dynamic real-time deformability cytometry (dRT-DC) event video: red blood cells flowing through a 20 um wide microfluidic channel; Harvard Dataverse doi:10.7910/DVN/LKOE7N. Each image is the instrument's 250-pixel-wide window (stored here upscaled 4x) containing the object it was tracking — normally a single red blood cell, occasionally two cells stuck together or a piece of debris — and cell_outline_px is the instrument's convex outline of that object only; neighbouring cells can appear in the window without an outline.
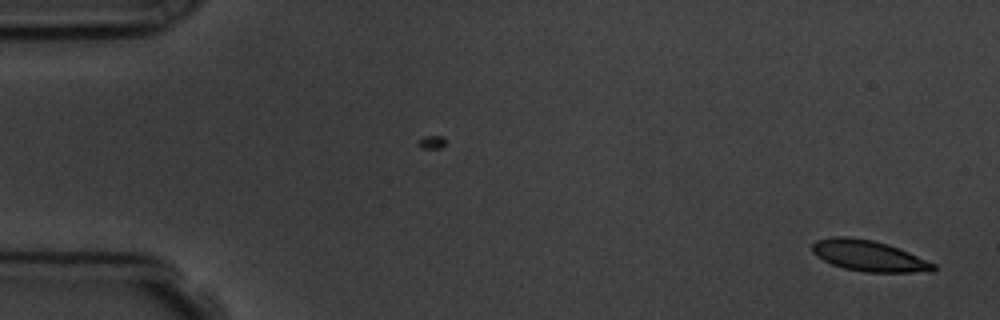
{"species": "common noctule bat (a hibernating species)", "species_latin": "Nyctalus noctula", "temperature_condition": "room temperature", "stored_images_in_passage": 3, "camera_frame_rate_fps": 3000, "um_per_image_px": 0.085, "animal": {"sex": "male", "body_mass_g": 19.5, "forearm_length_mm": 54.6}, "frame": {"image": 1, "passage_image": 3, "time_ms": 2.333, "image_size_px": [1000, 320], "cell_outline_px": [[936, 268], [932, 272], [864, 272], [844, 268], [832, 264], [816, 256], [812, 252], [812, 244], [816, 240], [832, 236], [848, 236], [872, 240], [888, 244], [908, 252], [936, 264]], "centroid_in_image_um": [73.83, 21.74], "position_along_channel_um": 11.2, "area_um2": 21.85}}